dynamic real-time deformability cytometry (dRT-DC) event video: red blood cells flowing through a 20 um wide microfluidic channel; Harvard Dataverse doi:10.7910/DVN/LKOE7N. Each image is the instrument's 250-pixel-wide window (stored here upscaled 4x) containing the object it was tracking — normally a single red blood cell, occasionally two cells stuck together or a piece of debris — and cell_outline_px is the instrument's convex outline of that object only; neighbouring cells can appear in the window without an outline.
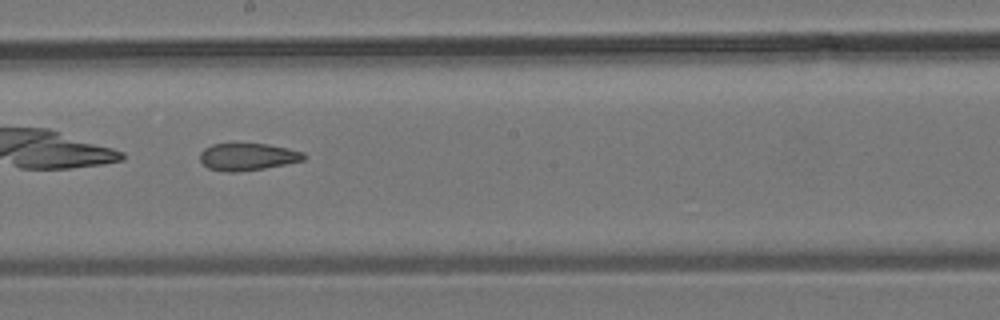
{"species": "common noctule bat (a hibernating species)", "species_latin": "Nyctalus noctula", "temperature_condition": "room temperature", "stored_images_in_passage": 39, "camera_frame_rate_fps": 3000, "um_per_image_px": 0.085, "animal": {"sex": "male", "body_mass_g": 19.2, "forearm_length_mm": 51.8}, "frame": {"image": 1, "passage_image": 23, "time_ms": 7.333, "image_size_px": [1000, 320], "cell_outline_px": [[308, 156], [304, 160], [264, 168], [236, 172], [228, 172], [208, 168], [200, 160], [200, 152], [204, 148], [212, 144], [268, 144], [288, 148], [304, 152]], "centroid_in_image_um": [21.06, 13.32], "position_along_channel_um": 227.1, "area_um2": 16.42}}
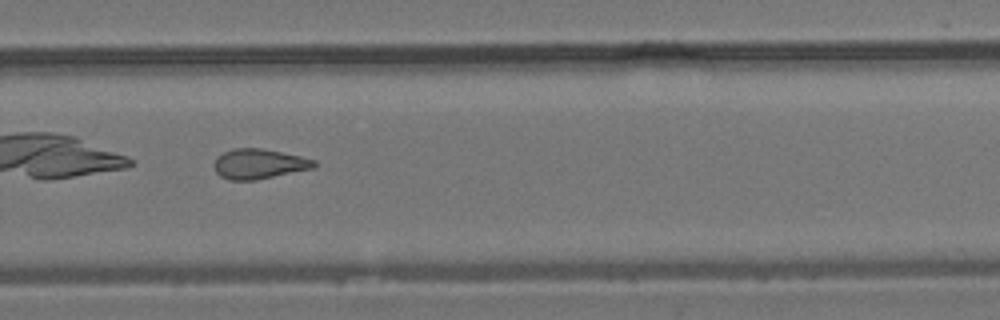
{"frame": {"image": 2, "passage_image": 28, "time_ms": 9.0, "image_size_px": [1000, 320], "cell_outline_px": [[316, 168], [256, 180], [228, 180], [220, 176], [216, 172], [212, 164], [216, 156], [224, 152], [236, 148], [260, 148], [300, 156], [316, 160]], "centroid_in_image_um": [22.0, 13.94], "position_along_channel_um": 307.8, "area_um2": 17.63}}